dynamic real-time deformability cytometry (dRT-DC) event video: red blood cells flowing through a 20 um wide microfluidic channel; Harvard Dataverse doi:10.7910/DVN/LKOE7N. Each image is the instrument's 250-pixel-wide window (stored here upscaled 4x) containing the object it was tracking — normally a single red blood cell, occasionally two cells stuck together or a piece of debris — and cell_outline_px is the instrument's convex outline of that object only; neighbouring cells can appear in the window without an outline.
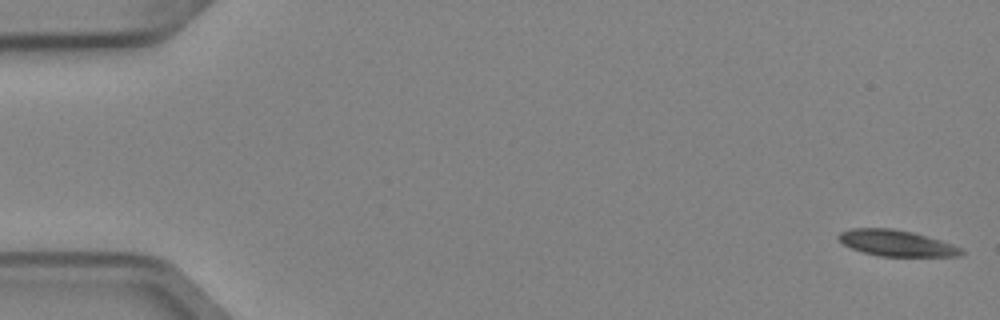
{"species": "Egyptian fruit bat (a non-hibernating species)", "species_latin": "Rousettus aegyptiacus", "temperature_condition": "cold", "stored_images_in_passage": 53, "camera_frame_rate_fps": 3000, "um_per_image_px": 0.085, "animal": {"sex": "female"}, "frame": {"image": 1, "passage_image": 1, "time_ms": 0.0, "image_size_px": [1000, 320], "cell_outline_px": [[964, 252], [960, 256], [880, 256], [864, 252], [852, 248], [844, 244], [836, 236], [840, 232], [852, 228], [892, 228], [912, 232], [940, 240], [952, 244], [960, 248]], "centroid_in_image_um": [76.18, 20.66], "position_along_channel_um": 8.8, "area_um2": 18.44}}
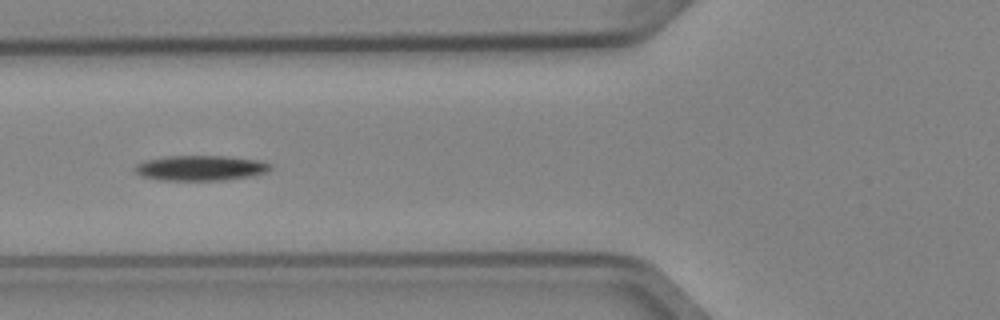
{"frame": {"image": 2, "passage_image": 20, "time_ms": 6.333, "image_size_px": [1000, 320], "cell_outline_px": [[272, 168], [264, 172], [248, 176], [224, 180], [160, 180], [144, 176], [136, 172], [132, 168], [136, 164], [144, 160], [164, 156], [228, 156], [264, 160], [272, 164]], "centroid_in_image_um": [17.05, 14.26], "position_along_channel_um": 108.8, "area_um2": 20.0}}
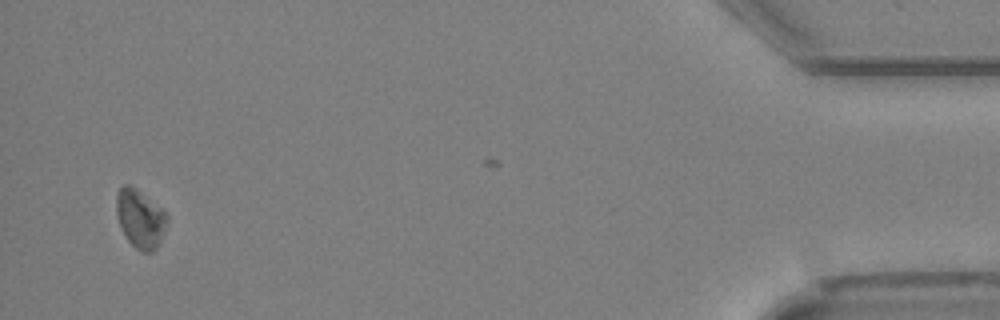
{"frame": {"image": 3, "passage_image": 50, "time_ms": 16.333, "image_size_px": [1000, 320], "cell_outline_px": [[168, 224], [156, 248], [152, 252], [140, 252], [128, 240], [120, 224], [116, 212], [116, 192], [124, 184], [128, 184], [136, 188], [160, 208], [168, 216]], "centroid_in_image_um": [11.91, 18.58], "position_along_channel_um": 423.3, "area_um2": 17.05}, "authors_computed_cell_mechanics": {"area_um2": 18.4382, "velocity_mm_per_s": 3.9436, "shape_relaxation_time_tau1_ms": 1.8543, "shape_relaxation_time_tau2_ms": null, "deformation_change_tau1": 0.0828, "deformation_change_tau2": null}}